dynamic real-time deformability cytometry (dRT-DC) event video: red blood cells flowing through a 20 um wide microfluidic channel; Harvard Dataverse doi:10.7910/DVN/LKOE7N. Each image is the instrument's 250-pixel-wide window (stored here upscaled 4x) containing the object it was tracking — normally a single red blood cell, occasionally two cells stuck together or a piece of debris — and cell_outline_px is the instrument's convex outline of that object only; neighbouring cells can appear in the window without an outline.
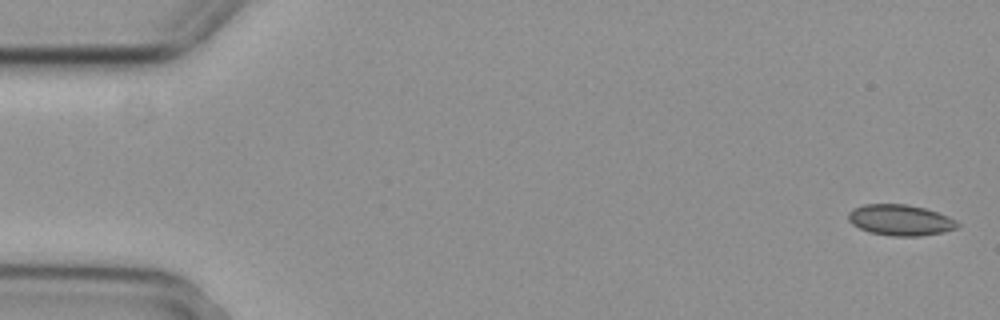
{"species": "common noctule bat (a hibernating species)", "species_latin": "Nyctalus noctula", "temperature_condition": "cold", "stored_images_in_passage": 2, "camera_frame_rate_fps": 3000, "um_per_image_px": 0.085, "animal": {"sex": "female", "body_mass_g": 29.2, "forearm_length_mm": 56.3}, "frame": {"image": 1, "passage_image": 2, "time_ms": 0.333, "image_size_px": [1000, 320], "cell_outline_px": [[960, 224], [956, 228], [944, 232], [920, 236], [892, 236], [868, 232], [852, 224], [848, 220], [848, 212], [852, 208], [864, 204], [908, 204], [924, 208], [948, 216], [956, 220]], "centroid_in_image_um": [76.51, 18.7], "position_along_channel_um": 8.5, "area_um2": 19.77}}